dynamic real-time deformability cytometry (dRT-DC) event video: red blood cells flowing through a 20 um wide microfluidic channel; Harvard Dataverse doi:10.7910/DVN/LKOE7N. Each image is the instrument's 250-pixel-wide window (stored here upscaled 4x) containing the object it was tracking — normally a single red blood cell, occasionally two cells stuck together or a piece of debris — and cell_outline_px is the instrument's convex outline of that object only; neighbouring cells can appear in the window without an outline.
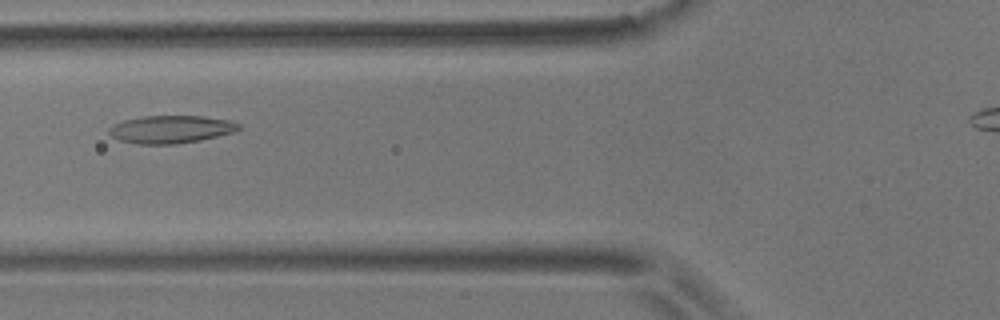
{"species": "common noctule bat (a hibernating species)", "species_latin": "Nyctalus noctula", "temperature_condition": "room temperature", "stored_images_in_passage": 40, "camera_frame_rate_fps": 3000, "um_per_image_px": 0.085, "animal": {"sex": "male", "body_mass_g": 17.9}, "frame": {"image": 1, "passage_image": 10, "time_ms": 3.0, "image_size_px": [1000, 320], "cell_outline_px": [[244, 128], [232, 132], [200, 140], [176, 144], [136, 144], [120, 140], [112, 136], [108, 132], [108, 128], [112, 124], [124, 120], [144, 116], [200, 116], [228, 120], [240, 124]], "centroid_in_image_um": [14.5, 10.99], "position_along_channel_um": 111.3, "area_um2": 20.92}}
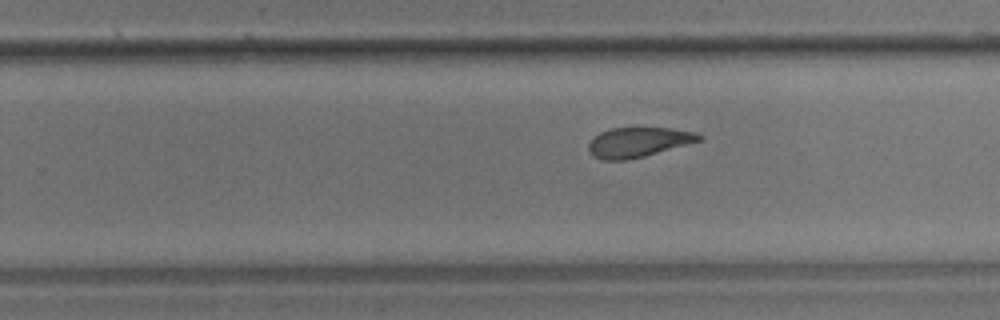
{"frame": {"image": 2, "passage_image": 24, "time_ms": 7.667, "image_size_px": [1000, 320], "cell_outline_px": [[704, 140], [644, 156], [624, 160], [604, 160], [592, 156], [588, 148], [588, 144], [600, 132], [612, 128], [672, 128], [692, 132], [704, 136]], "centroid_in_image_um": [54.28, 12.09], "position_along_channel_um": 275.5, "area_um2": 19.07}}
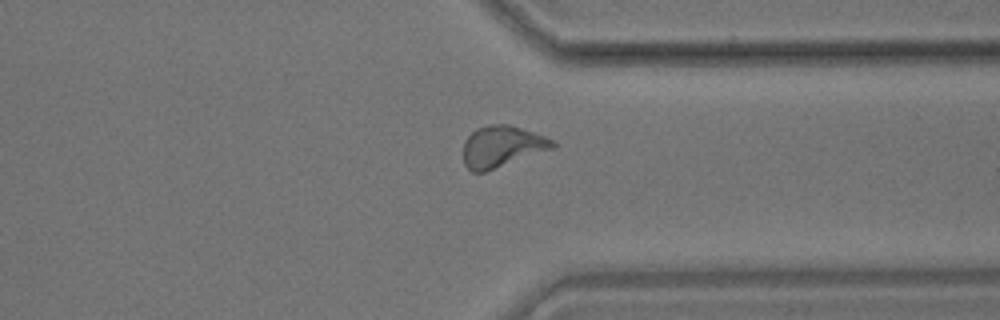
{"frame": {"image": 3, "passage_image": 32, "time_ms": 10.333, "image_size_px": [1000, 320], "cell_outline_px": [[556, 148], [484, 172], [472, 172], [464, 164], [464, 140], [476, 128], [488, 124], [508, 124], [544, 136], [552, 140], [556, 144]], "centroid_in_image_um": [42.66, 12.45], "position_along_channel_um": 368.7, "area_um2": 21.5}, "authors_computed_cell_mechanics": {"area_um2": 20.4034, "velocity_mm_per_s": 3.5185, "shape_relaxation_time_tau1_ms": 6.7475, "shape_relaxation_time_tau2_ms": 3.3791, "deformation_change_tau1": 0.1489, "deformation_change_tau2": 0.0778}}